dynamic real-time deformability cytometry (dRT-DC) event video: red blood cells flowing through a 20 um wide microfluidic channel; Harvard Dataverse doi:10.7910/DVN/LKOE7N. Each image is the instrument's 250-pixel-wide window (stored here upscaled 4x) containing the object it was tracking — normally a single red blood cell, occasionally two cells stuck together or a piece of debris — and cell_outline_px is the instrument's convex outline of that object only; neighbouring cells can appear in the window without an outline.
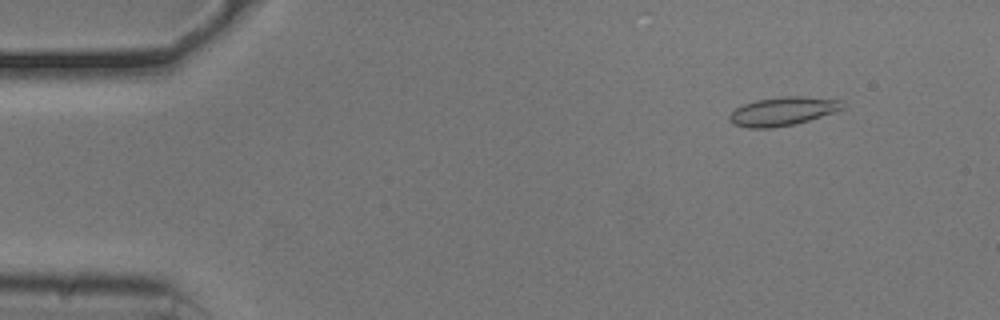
{"species": "common noctule bat (a hibernating species)", "species_latin": "Nyctalus noctula", "temperature_condition": "cold", "stored_images_in_passage": 54, "camera_frame_rate_fps": 3000, "um_per_image_px": 0.085, "animal": {"sex": "male", "body_mass_g": 20.5, "forearm_length_mm": 52.5}, "frame": {"image": 1, "passage_image": 6, "time_ms": 1.667, "image_size_px": [1000, 320], "cell_outline_px": [[844, 108], [808, 120], [792, 124], [768, 128], [748, 128], [732, 124], [728, 116], [736, 108], [744, 104], [756, 100], [788, 96], [800, 96], [840, 100]], "centroid_in_image_um": [66.48, 9.46], "position_along_channel_um": 18.5, "area_um2": 18.38}}
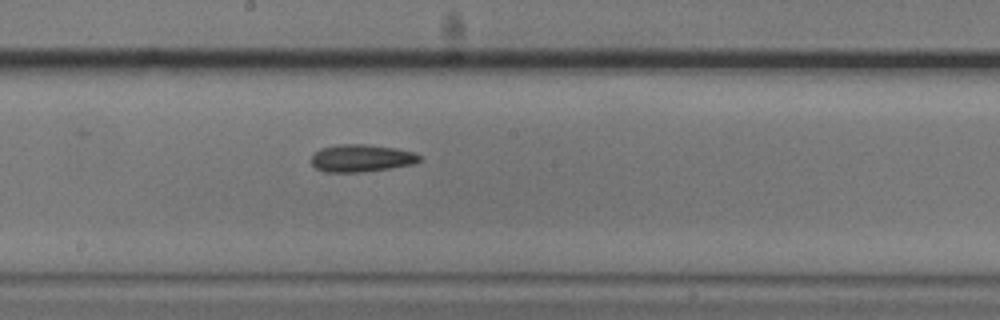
{"frame": {"image": 2, "passage_image": 29, "time_ms": 9.333, "image_size_px": [1000, 320], "cell_outline_px": [[420, 160], [412, 164], [388, 168], [360, 172], [324, 172], [316, 168], [312, 164], [312, 156], [320, 148], [336, 144], [364, 144], [396, 148], [412, 152], [420, 156]], "centroid_in_image_um": [30.67, 13.43], "position_along_channel_um": 217.5, "area_um2": 17.11}}
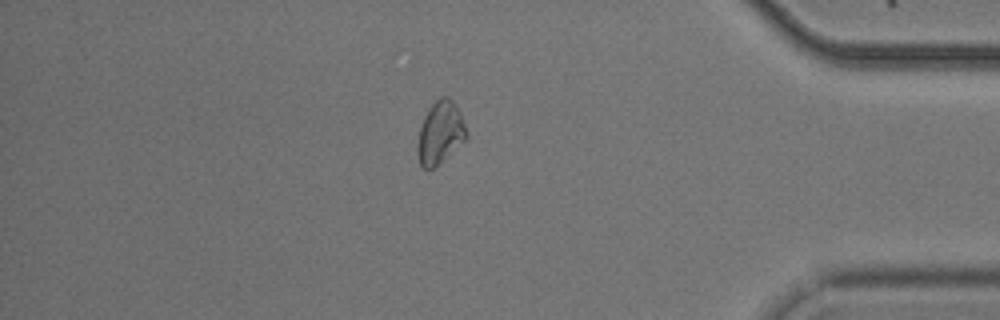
{"frame": {"image": 3, "passage_image": 46, "time_ms": 15.0, "image_size_px": [1000, 320], "cell_outline_px": [[468, 136], [464, 140], [428, 172], [420, 168], [416, 152], [416, 148], [420, 128], [424, 116], [428, 108], [440, 96], [448, 96], [456, 104], [460, 112], [468, 132]], "centroid_in_image_um": [37.38, 11.28], "position_along_channel_um": 397.8, "area_um2": 17.92}, "authors_computed_cell_mechanics": {"area_um2": 17.6001, "velocity_mm_per_s": 3.7756, "shape_relaxation_time_tau1_ms": 5.5137, "shape_relaxation_time_tau2_ms": 2.4251, "deformation_change_tau1": 0.0976, "deformation_change_tau2": 0.0583}}